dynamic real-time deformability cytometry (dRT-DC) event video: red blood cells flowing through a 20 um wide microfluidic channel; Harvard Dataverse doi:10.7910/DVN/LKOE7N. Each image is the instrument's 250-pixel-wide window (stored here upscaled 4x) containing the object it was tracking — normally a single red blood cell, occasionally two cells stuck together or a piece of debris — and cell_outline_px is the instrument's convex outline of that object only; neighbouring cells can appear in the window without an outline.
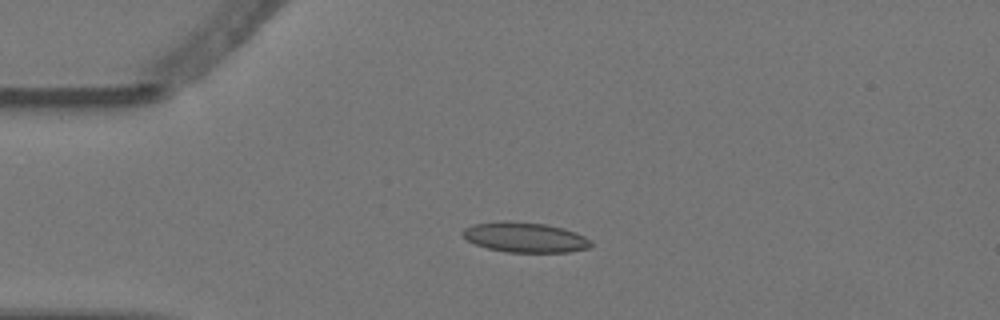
{"species": "Egyptian fruit bat (a non-hibernating species)", "species_latin": "Rousettus aegyptiacus", "temperature_condition": "warm", "stored_images_in_passage": 5, "camera_frame_rate_fps": 3000, "um_per_image_px": 0.085, "animal": {"sex": "female"}, "frame": {"image": 1, "passage_image": 4, "time_ms": 1.0, "image_size_px": [1000, 320], "cell_outline_px": [[592, 244], [588, 248], [568, 252], [508, 252], [488, 248], [476, 244], [468, 240], [460, 232], [464, 228], [472, 224], [500, 220], [512, 220], [544, 224], [564, 228], [576, 232], [592, 240]], "centroid_in_image_um": [44.62, 20.15], "position_along_channel_um": 40.4, "area_um2": 22.66}}